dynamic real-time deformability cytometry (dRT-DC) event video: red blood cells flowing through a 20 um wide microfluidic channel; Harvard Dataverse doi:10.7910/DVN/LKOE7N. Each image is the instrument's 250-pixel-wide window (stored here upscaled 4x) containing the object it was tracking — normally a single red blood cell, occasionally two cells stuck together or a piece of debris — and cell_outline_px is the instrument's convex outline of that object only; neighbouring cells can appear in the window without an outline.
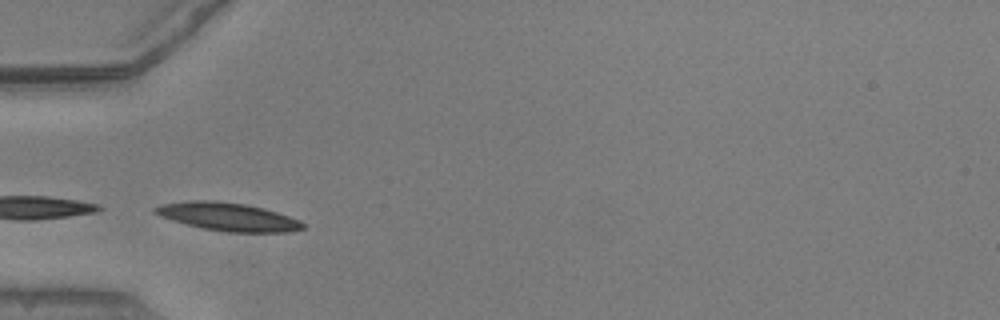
{"species": "common noctule bat (a hibernating species)", "species_latin": "Nyctalus noctula", "temperature_condition": "warm", "stored_images_in_passage": 7, "camera_frame_rate_fps": 3000, "um_per_image_px": 0.085, "animal": {"sex": "male", "body_mass_g": 20.5, "forearm_length_mm": 52.5}, "frame": {"image": 1, "passage_image": 1, "time_ms": 0.0, "image_size_px": [1000, 320], "cell_outline_px": [[304, 228], [288, 232], [224, 232], [204, 228], [172, 220], [160, 216], [152, 212], [152, 208], [160, 204], [188, 200], [216, 200], [244, 204], [264, 208], [300, 220], [304, 224]], "centroid_in_image_um": [19.34, 18.41], "position_along_channel_um": 65.7, "area_um2": 24.22}}